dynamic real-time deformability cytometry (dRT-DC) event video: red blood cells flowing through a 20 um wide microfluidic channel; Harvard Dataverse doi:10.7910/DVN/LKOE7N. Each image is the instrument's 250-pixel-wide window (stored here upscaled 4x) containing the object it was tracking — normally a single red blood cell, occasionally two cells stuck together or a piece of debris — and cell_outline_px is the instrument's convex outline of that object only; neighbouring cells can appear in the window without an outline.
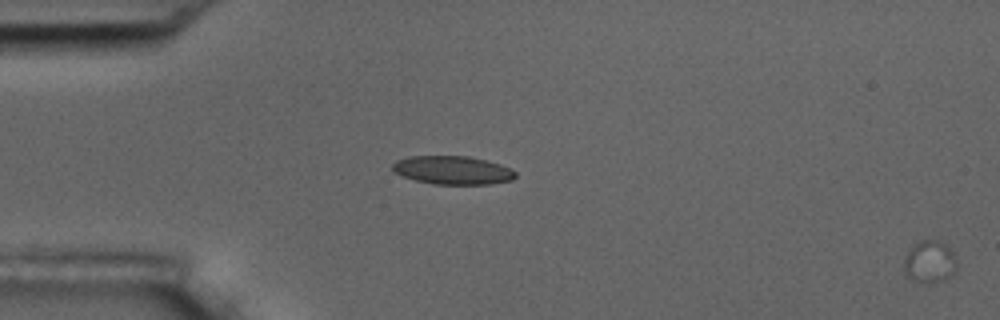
{"species": "common noctule bat (a hibernating species)", "species_latin": "Nyctalus noctula", "temperature_condition": "room temperature", "stored_images_in_passage": 7, "camera_frame_rate_fps": 3000, "um_per_image_px": 0.085, "animal": {"sex": "male", "body_mass_g": 17.5, "forearm_length_mm": 52.3}, "frame": {"image": 1, "passage_image": 1, "time_ms": 0.0, "image_size_px": [1000, 320], "cell_outline_px": [[956, 268], [944, 280], [928, 284], [916, 280], [908, 276], [904, 272], [904, 256], [920, 240], [940, 240], [956, 256]], "centroid_in_image_um": [79.01, 22.25], "position_along_channel_um": 6.0, "area_um2": 12.77}}